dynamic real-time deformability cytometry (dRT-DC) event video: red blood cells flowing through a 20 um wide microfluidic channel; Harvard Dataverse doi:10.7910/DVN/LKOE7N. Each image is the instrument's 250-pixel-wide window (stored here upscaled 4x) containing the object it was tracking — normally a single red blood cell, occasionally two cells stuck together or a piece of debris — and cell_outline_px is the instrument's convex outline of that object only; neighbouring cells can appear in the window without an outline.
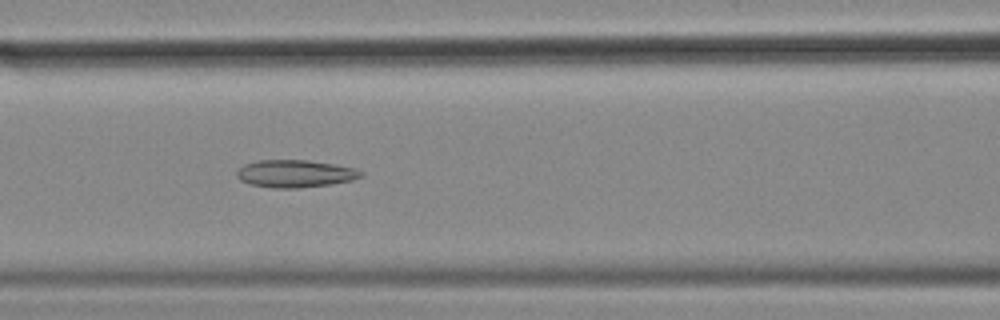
{"species": "common noctule bat (a hibernating species)", "species_latin": "Nyctalus noctula", "temperature_condition": "cold", "stored_images_in_passage": 56, "camera_frame_rate_fps": 3000, "um_per_image_px": 0.085, "animal": {"sex": "female", "body_mass_g": 18.4}, "frame": {"image": 1, "passage_image": 23, "time_ms": 7.333, "image_size_px": [1000, 320], "cell_outline_px": [[364, 176], [352, 180], [332, 184], [300, 188], [272, 188], [248, 184], [240, 180], [236, 176], [236, 172], [244, 164], [260, 160], [308, 160], [332, 164], [352, 168], [364, 172]], "centroid_in_image_um": [25.07, 14.77], "position_along_channel_um": 141.5, "area_um2": 19.94}}
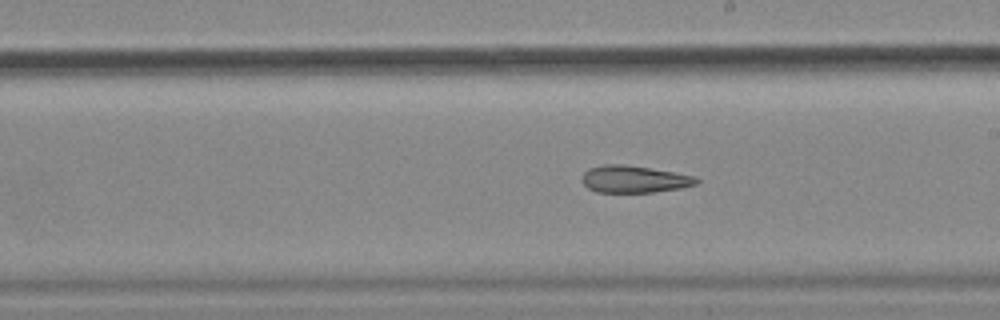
{"frame": {"image": 2, "passage_image": 31, "time_ms": 10.0, "image_size_px": [1000, 320], "cell_outline_px": [[700, 180], [696, 184], [680, 188], [652, 192], [596, 192], [588, 188], [580, 180], [584, 172], [588, 168], [604, 164], [624, 164], [696, 176]], "centroid_in_image_um": [53.86, 15.23], "position_along_channel_um": 235.1, "area_um2": 18.03}}
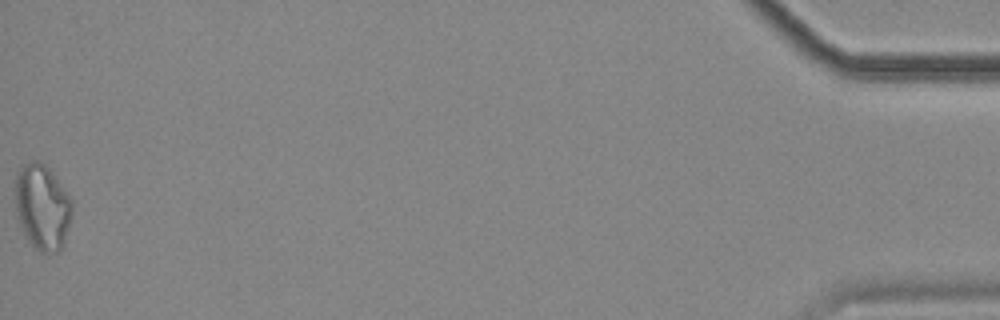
{"frame": {"image": 3, "passage_image": 56, "time_ms": 18.333, "image_size_px": [1000, 320], "cell_outline_px": [[72, 212], [64, 244], [56, 252], [40, 252], [28, 240], [20, 224], [16, 212], [16, 172], [24, 164], [32, 160], [36, 160], [44, 164], [48, 168], [72, 200]], "centroid_in_image_um": [3.6, 17.59], "position_along_channel_um": 431.6, "area_um2": 27.92}, "authors_computed_cell_mechanics": {"area_um2": 22.0218, "velocity_mm_per_s": 3.5278, "shape_relaxation_time_tau1_ms": null, "shape_relaxation_time_tau2_ms": 4.0701, "deformation_change_tau1": null, "deformation_change_tau2": 0.127}}